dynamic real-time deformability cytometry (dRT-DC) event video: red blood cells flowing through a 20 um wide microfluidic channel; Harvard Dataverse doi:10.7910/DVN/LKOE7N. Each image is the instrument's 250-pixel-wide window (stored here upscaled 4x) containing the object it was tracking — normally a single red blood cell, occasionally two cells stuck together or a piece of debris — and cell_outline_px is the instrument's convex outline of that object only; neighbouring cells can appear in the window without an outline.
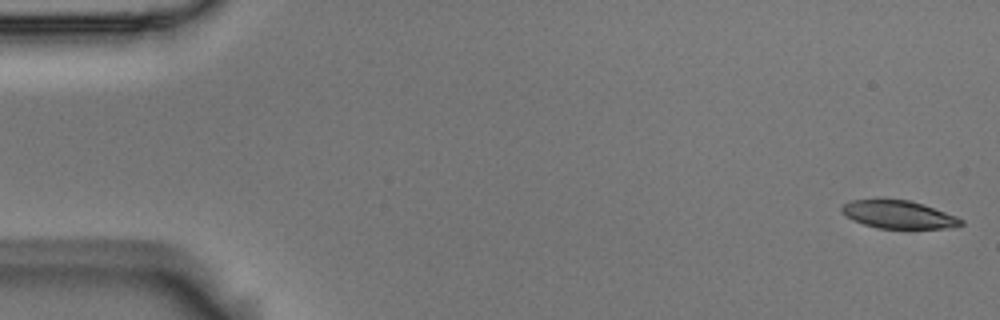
{"species": "Egyptian fruit bat (a non-hibernating species)", "species_latin": "Rousettus aegyptiacus", "temperature_condition": "room temperature", "stored_images_in_passage": 54, "camera_frame_rate_fps": 3000, "um_per_image_px": 0.085, "animal": {"sex": "male"}, "frame": {"image": 1, "passage_image": 1, "time_ms": 0.0, "image_size_px": [1000, 320], "cell_outline_px": [[964, 224], [944, 228], [880, 228], [864, 224], [852, 220], [840, 212], [840, 208], [844, 204], [852, 200], [880, 196], [908, 200], [924, 204], [956, 216], [964, 220]], "centroid_in_image_um": [76.3, 18.18], "position_along_channel_um": 8.7, "area_um2": 19.94}}
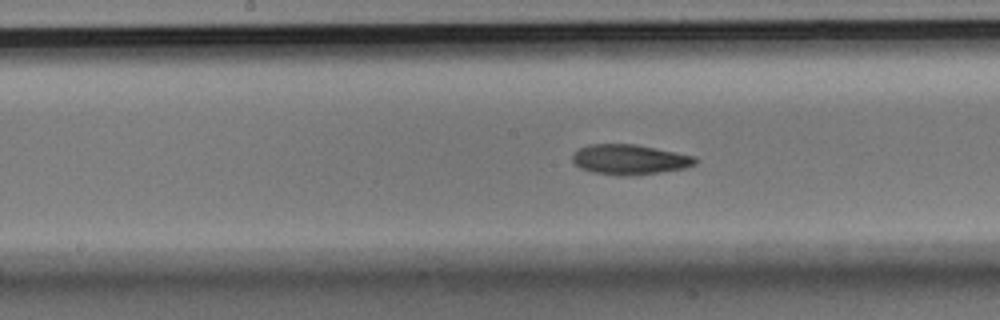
{"frame": {"image": 2, "passage_image": 27, "time_ms": 8.667, "image_size_px": [1000, 320], "cell_outline_px": [[696, 164], [684, 168], [636, 176], [616, 176], [592, 172], [580, 168], [572, 160], [572, 156], [580, 148], [588, 144], [636, 144], [696, 156]], "centroid_in_image_um": [53.52, 13.57], "position_along_channel_um": 194.7, "area_um2": 21.68}}
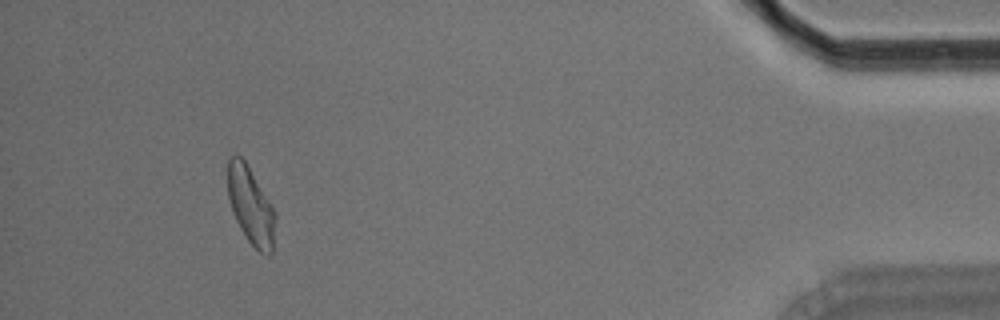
{"frame": {"image": 3, "passage_image": 50, "time_ms": 16.333, "image_size_px": [1000, 320], "cell_outline_px": [[276, 220], [272, 252], [268, 256], [260, 252], [244, 236], [232, 212], [228, 196], [228, 160], [232, 156], [240, 156], [244, 160], [272, 204], [276, 212]], "centroid_in_image_um": [21.33, 17.52], "position_along_channel_um": 413.9, "area_um2": 21.39}, "authors_computed_cell_mechanics": {"area_um2": 21.4438, "velocity_mm_per_s": 3.6949, "shape_relaxation_time_tau1_ms": 3.4351, "shape_relaxation_time_tau2_ms": 4.971, "deformation_change_tau1": 0.146, "deformation_change_tau2": 0.1257}}